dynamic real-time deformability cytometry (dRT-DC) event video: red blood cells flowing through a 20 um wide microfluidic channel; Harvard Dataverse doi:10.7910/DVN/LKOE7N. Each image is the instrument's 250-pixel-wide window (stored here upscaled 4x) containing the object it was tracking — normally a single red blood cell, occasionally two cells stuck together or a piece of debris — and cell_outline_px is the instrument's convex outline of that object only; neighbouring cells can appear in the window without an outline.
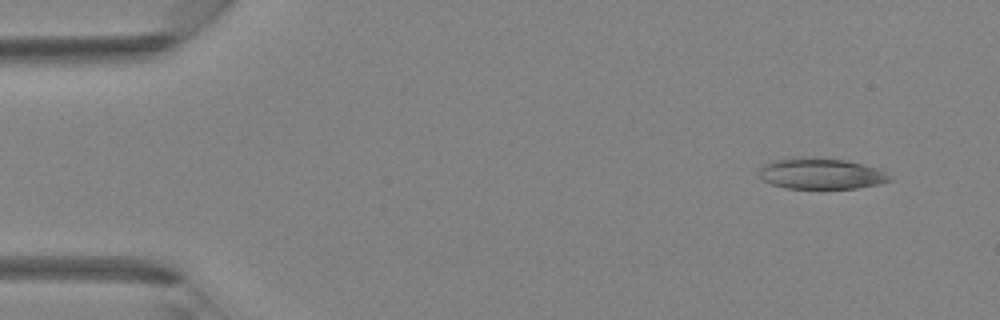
{"species": "Egyptian fruit bat (a non-hibernating species)", "species_latin": "Rousettus aegyptiacus", "temperature_condition": "room temperature", "stored_images_in_passage": 39, "camera_frame_rate_fps": 3000, "um_per_image_px": 0.085, "animal": {"sex": "female"}, "frame": {"image": 1, "passage_image": 1, "time_ms": 0.0, "image_size_px": [1000, 320], "cell_outline_px": [[892, 180], [880, 184], [856, 188], [784, 188], [772, 184], [764, 180], [760, 176], [760, 168], [764, 164], [772, 160], [848, 160], [880, 168]], "centroid_in_image_um": [69.85, 14.8], "position_along_channel_um": 15.2, "area_um2": 22.6}}
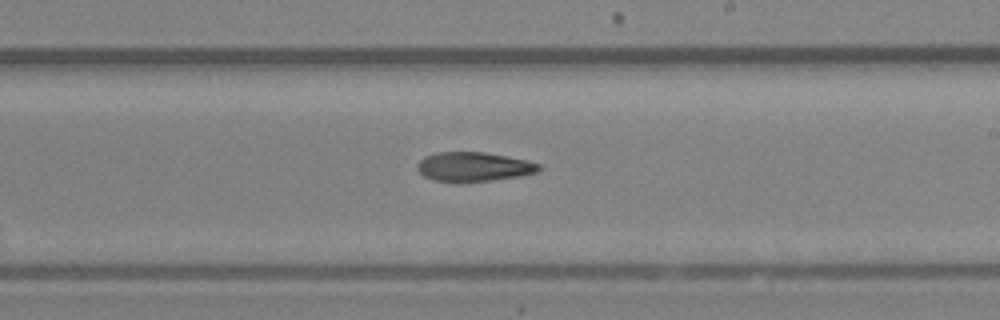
{"frame": {"image": 2, "passage_image": 22, "time_ms": 7.0, "image_size_px": [1000, 320], "cell_outline_px": [[540, 168], [536, 172], [520, 176], [492, 180], [432, 180], [424, 176], [416, 168], [416, 164], [424, 156], [436, 152], [484, 152], [528, 160], [540, 164]], "centroid_in_image_um": [40.25, 14.14], "position_along_channel_um": 248.7, "area_um2": 20.35}}
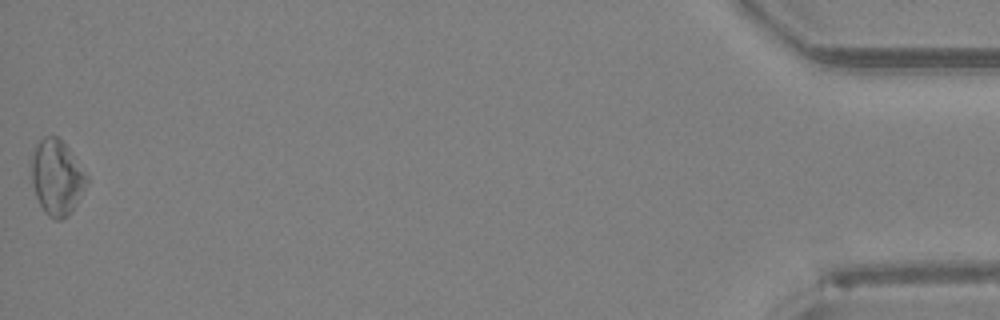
{"frame": {"image": 3, "passage_image": 39, "time_ms": 12.667, "image_size_px": [1000, 320], "cell_outline_px": [[88, 184], [68, 216], [60, 220], [56, 220], [48, 216], [44, 212], [36, 196], [32, 184], [28, 160], [36, 144], [44, 136], [56, 136], [68, 148], [88, 176]], "centroid_in_image_um": [4.78, 15.07], "position_along_channel_um": 430.4, "area_um2": 24.51}}